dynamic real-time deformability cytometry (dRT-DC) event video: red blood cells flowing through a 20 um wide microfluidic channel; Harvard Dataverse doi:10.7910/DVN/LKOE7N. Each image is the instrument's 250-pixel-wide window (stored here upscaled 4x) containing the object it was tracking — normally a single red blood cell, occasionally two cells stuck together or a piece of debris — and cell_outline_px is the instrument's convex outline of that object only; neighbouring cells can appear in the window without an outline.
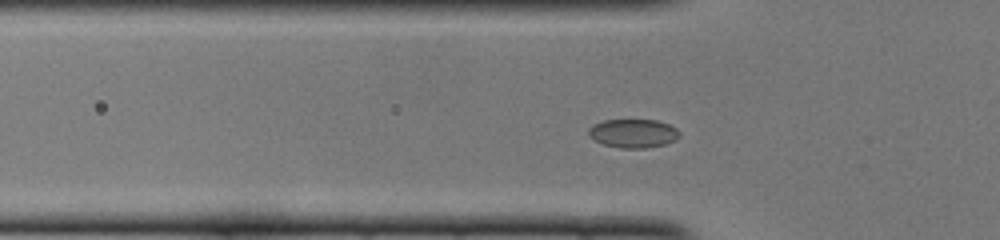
{"species": "common noctule bat (a hibernating species)", "species_latin": "Nyctalus noctula", "temperature_condition": "cold", "stored_images_in_passage": 45, "camera_frame_rate_fps": 3000, "um_per_image_px": 0.085, "animal": {"sex": "female", "body_mass_g": 22.0, "forearm_length_mm": 56.7}, "frame": {"image": 1, "passage_image": 10, "time_ms": 3.0, "image_size_px": [1000, 240], "cell_outline_px": [[680, 136], [676, 140], [664, 144], [644, 148], [620, 148], [604, 144], [588, 136], [588, 128], [592, 124], [604, 120], [656, 120], [668, 124], [676, 128], [680, 132]], "centroid_in_image_um": [53.81, 11.33], "position_along_channel_um": 72.0, "area_um2": 15.2}}
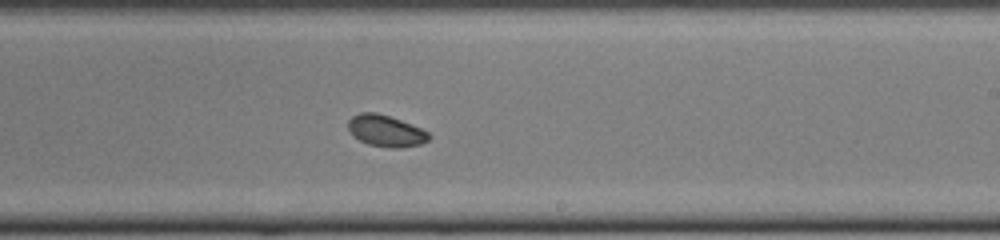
{"frame": {"image": 2, "passage_image": 24, "time_ms": 7.667, "image_size_px": [1000, 240], "cell_outline_px": [[432, 136], [428, 140], [420, 144], [400, 148], [388, 148], [368, 144], [352, 136], [348, 128], [348, 120], [352, 116], [360, 112], [376, 112], [400, 120], [420, 128], [428, 132]], "centroid_in_image_um": [32.77, 11.13], "position_along_channel_um": 256.2, "area_um2": 14.85}}
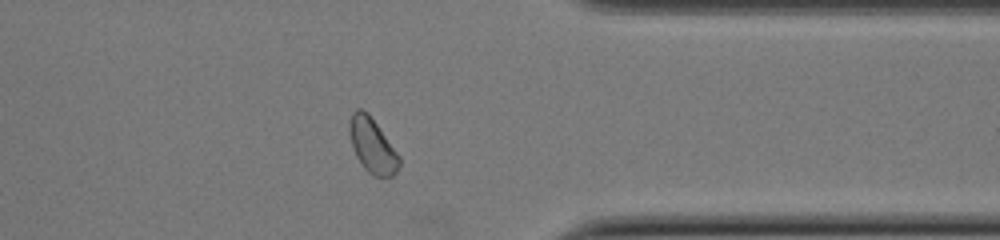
{"frame": {"image": 3, "passage_image": 34, "time_ms": 11.0, "image_size_px": [1000, 240], "cell_outline_px": [[400, 164], [396, 172], [392, 176], [372, 176], [360, 164], [352, 148], [348, 132], [348, 124], [352, 112], [356, 108], [360, 108], [368, 112], [400, 156]], "centroid_in_image_um": [31.62, 12.35], "position_along_channel_um": 379.8, "area_um2": 16.07}}